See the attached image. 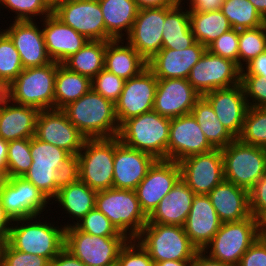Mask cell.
<instances>
[{
	"instance_id": "6da1fadb",
	"label": "cell",
	"mask_w": 266,
	"mask_h": 266,
	"mask_svg": "<svg viewBox=\"0 0 266 266\" xmlns=\"http://www.w3.org/2000/svg\"><path fill=\"white\" fill-rule=\"evenodd\" d=\"M32 165L23 176L50 201L56 197L65 177L74 175L75 158L66 150L30 138Z\"/></svg>"
},
{
	"instance_id": "7a4b0ae2",
	"label": "cell",
	"mask_w": 266,
	"mask_h": 266,
	"mask_svg": "<svg viewBox=\"0 0 266 266\" xmlns=\"http://www.w3.org/2000/svg\"><path fill=\"white\" fill-rule=\"evenodd\" d=\"M62 110L86 139L111 138L118 135L120 125L115 113V103L92 88Z\"/></svg>"
},
{
	"instance_id": "3957f363",
	"label": "cell",
	"mask_w": 266,
	"mask_h": 266,
	"mask_svg": "<svg viewBox=\"0 0 266 266\" xmlns=\"http://www.w3.org/2000/svg\"><path fill=\"white\" fill-rule=\"evenodd\" d=\"M44 216L14 220L6 242L18 251L52 260L65 247L66 228L59 221L47 222Z\"/></svg>"
},
{
	"instance_id": "277c9868",
	"label": "cell",
	"mask_w": 266,
	"mask_h": 266,
	"mask_svg": "<svg viewBox=\"0 0 266 266\" xmlns=\"http://www.w3.org/2000/svg\"><path fill=\"white\" fill-rule=\"evenodd\" d=\"M170 120L152 110L124 121L118 139L126 146L168 160Z\"/></svg>"
},
{
	"instance_id": "5b68a950",
	"label": "cell",
	"mask_w": 266,
	"mask_h": 266,
	"mask_svg": "<svg viewBox=\"0 0 266 266\" xmlns=\"http://www.w3.org/2000/svg\"><path fill=\"white\" fill-rule=\"evenodd\" d=\"M115 137L86 139L75 157L74 175L95 191L112 188Z\"/></svg>"
},
{
	"instance_id": "8992f818",
	"label": "cell",
	"mask_w": 266,
	"mask_h": 266,
	"mask_svg": "<svg viewBox=\"0 0 266 266\" xmlns=\"http://www.w3.org/2000/svg\"><path fill=\"white\" fill-rule=\"evenodd\" d=\"M95 207L129 239H136L147 224L135 190L110 188L98 191Z\"/></svg>"
},
{
	"instance_id": "52a82bcc",
	"label": "cell",
	"mask_w": 266,
	"mask_h": 266,
	"mask_svg": "<svg viewBox=\"0 0 266 266\" xmlns=\"http://www.w3.org/2000/svg\"><path fill=\"white\" fill-rule=\"evenodd\" d=\"M260 235L261 223L253 215L238 222H224L203 252L215 260L237 266Z\"/></svg>"
},
{
	"instance_id": "ba28073f",
	"label": "cell",
	"mask_w": 266,
	"mask_h": 266,
	"mask_svg": "<svg viewBox=\"0 0 266 266\" xmlns=\"http://www.w3.org/2000/svg\"><path fill=\"white\" fill-rule=\"evenodd\" d=\"M58 64L52 61L45 66L24 68L7 86L8 98L17 104L32 106L39 110L54 109V86Z\"/></svg>"
},
{
	"instance_id": "9c48e42d",
	"label": "cell",
	"mask_w": 266,
	"mask_h": 266,
	"mask_svg": "<svg viewBox=\"0 0 266 266\" xmlns=\"http://www.w3.org/2000/svg\"><path fill=\"white\" fill-rule=\"evenodd\" d=\"M136 239L154 264L166 260H193L198 253L182 226L147 223Z\"/></svg>"
},
{
	"instance_id": "30bf717a",
	"label": "cell",
	"mask_w": 266,
	"mask_h": 266,
	"mask_svg": "<svg viewBox=\"0 0 266 266\" xmlns=\"http://www.w3.org/2000/svg\"><path fill=\"white\" fill-rule=\"evenodd\" d=\"M224 179L249 190L266 173V148L238 138L221 149Z\"/></svg>"
},
{
	"instance_id": "8fae6325",
	"label": "cell",
	"mask_w": 266,
	"mask_h": 266,
	"mask_svg": "<svg viewBox=\"0 0 266 266\" xmlns=\"http://www.w3.org/2000/svg\"><path fill=\"white\" fill-rule=\"evenodd\" d=\"M128 237H102L78 230L65 229V248L86 266H116L119 253Z\"/></svg>"
},
{
	"instance_id": "7c38bea8",
	"label": "cell",
	"mask_w": 266,
	"mask_h": 266,
	"mask_svg": "<svg viewBox=\"0 0 266 266\" xmlns=\"http://www.w3.org/2000/svg\"><path fill=\"white\" fill-rule=\"evenodd\" d=\"M6 214L12 221L43 215L50 200L23 177H7L0 193Z\"/></svg>"
},
{
	"instance_id": "4fadbf2b",
	"label": "cell",
	"mask_w": 266,
	"mask_h": 266,
	"mask_svg": "<svg viewBox=\"0 0 266 266\" xmlns=\"http://www.w3.org/2000/svg\"><path fill=\"white\" fill-rule=\"evenodd\" d=\"M241 69L232 60L206 50L192 67L188 82L203 96L220 88H229L240 83Z\"/></svg>"
},
{
	"instance_id": "5bb4252c",
	"label": "cell",
	"mask_w": 266,
	"mask_h": 266,
	"mask_svg": "<svg viewBox=\"0 0 266 266\" xmlns=\"http://www.w3.org/2000/svg\"><path fill=\"white\" fill-rule=\"evenodd\" d=\"M158 78L147 67L139 75L125 80L115 113L119 125L124 121L153 110Z\"/></svg>"
},
{
	"instance_id": "9a60e30c",
	"label": "cell",
	"mask_w": 266,
	"mask_h": 266,
	"mask_svg": "<svg viewBox=\"0 0 266 266\" xmlns=\"http://www.w3.org/2000/svg\"><path fill=\"white\" fill-rule=\"evenodd\" d=\"M181 179L195 193L207 195L224 180L221 149L194 154L179 162Z\"/></svg>"
},
{
	"instance_id": "2e32d148",
	"label": "cell",
	"mask_w": 266,
	"mask_h": 266,
	"mask_svg": "<svg viewBox=\"0 0 266 266\" xmlns=\"http://www.w3.org/2000/svg\"><path fill=\"white\" fill-rule=\"evenodd\" d=\"M53 14L88 40H114L106 32L98 0H65L53 10Z\"/></svg>"
},
{
	"instance_id": "e0dca14e",
	"label": "cell",
	"mask_w": 266,
	"mask_h": 266,
	"mask_svg": "<svg viewBox=\"0 0 266 266\" xmlns=\"http://www.w3.org/2000/svg\"><path fill=\"white\" fill-rule=\"evenodd\" d=\"M35 137L68 151L74 158L86 140L62 109L40 110Z\"/></svg>"
},
{
	"instance_id": "ac0fdd59",
	"label": "cell",
	"mask_w": 266,
	"mask_h": 266,
	"mask_svg": "<svg viewBox=\"0 0 266 266\" xmlns=\"http://www.w3.org/2000/svg\"><path fill=\"white\" fill-rule=\"evenodd\" d=\"M180 179L181 170L178 162L170 160L154 162L135 189L141 210L147 217Z\"/></svg>"
},
{
	"instance_id": "d6986e66",
	"label": "cell",
	"mask_w": 266,
	"mask_h": 266,
	"mask_svg": "<svg viewBox=\"0 0 266 266\" xmlns=\"http://www.w3.org/2000/svg\"><path fill=\"white\" fill-rule=\"evenodd\" d=\"M174 6L139 9L126 40L146 61L162 49V31L166 14Z\"/></svg>"
},
{
	"instance_id": "ffe728a7",
	"label": "cell",
	"mask_w": 266,
	"mask_h": 266,
	"mask_svg": "<svg viewBox=\"0 0 266 266\" xmlns=\"http://www.w3.org/2000/svg\"><path fill=\"white\" fill-rule=\"evenodd\" d=\"M213 149L191 113L170 120L168 160L179 162L185 157Z\"/></svg>"
},
{
	"instance_id": "44dd1931",
	"label": "cell",
	"mask_w": 266,
	"mask_h": 266,
	"mask_svg": "<svg viewBox=\"0 0 266 266\" xmlns=\"http://www.w3.org/2000/svg\"><path fill=\"white\" fill-rule=\"evenodd\" d=\"M35 21H12L2 30L17 49L23 68L41 67L52 62L47 54L41 26Z\"/></svg>"
},
{
	"instance_id": "7402d4cb",
	"label": "cell",
	"mask_w": 266,
	"mask_h": 266,
	"mask_svg": "<svg viewBox=\"0 0 266 266\" xmlns=\"http://www.w3.org/2000/svg\"><path fill=\"white\" fill-rule=\"evenodd\" d=\"M200 96L188 79H158L153 110L169 119L190 114Z\"/></svg>"
},
{
	"instance_id": "603a6c76",
	"label": "cell",
	"mask_w": 266,
	"mask_h": 266,
	"mask_svg": "<svg viewBox=\"0 0 266 266\" xmlns=\"http://www.w3.org/2000/svg\"><path fill=\"white\" fill-rule=\"evenodd\" d=\"M156 159L121 143L115 137L113 188L135 190Z\"/></svg>"
},
{
	"instance_id": "cb8c5ba5",
	"label": "cell",
	"mask_w": 266,
	"mask_h": 266,
	"mask_svg": "<svg viewBox=\"0 0 266 266\" xmlns=\"http://www.w3.org/2000/svg\"><path fill=\"white\" fill-rule=\"evenodd\" d=\"M211 104L218 120L235 137L241 135L248 104L242 84L220 88L203 95Z\"/></svg>"
},
{
	"instance_id": "d4e9b609",
	"label": "cell",
	"mask_w": 266,
	"mask_h": 266,
	"mask_svg": "<svg viewBox=\"0 0 266 266\" xmlns=\"http://www.w3.org/2000/svg\"><path fill=\"white\" fill-rule=\"evenodd\" d=\"M206 50L207 48L197 41L180 50L162 48L147 61V67L158 79H188L192 67Z\"/></svg>"
},
{
	"instance_id": "484cf974",
	"label": "cell",
	"mask_w": 266,
	"mask_h": 266,
	"mask_svg": "<svg viewBox=\"0 0 266 266\" xmlns=\"http://www.w3.org/2000/svg\"><path fill=\"white\" fill-rule=\"evenodd\" d=\"M40 22L47 54L52 61L59 64L77 53L89 41L72 27L65 25L53 13Z\"/></svg>"
},
{
	"instance_id": "4316f807",
	"label": "cell",
	"mask_w": 266,
	"mask_h": 266,
	"mask_svg": "<svg viewBox=\"0 0 266 266\" xmlns=\"http://www.w3.org/2000/svg\"><path fill=\"white\" fill-rule=\"evenodd\" d=\"M221 224L208 195L195 194L183 228L198 251L210 243Z\"/></svg>"
},
{
	"instance_id": "83f0119b",
	"label": "cell",
	"mask_w": 266,
	"mask_h": 266,
	"mask_svg": "<svg viewBox=\"0 0 266 266\" xmlns=\"http://www.w3.org/2000/svg\"><path fill=\"white\" fill-rule=\"evenodd\" d=\"M97 191L87 186L84 182L80 181L75 175L65 177L58 194L53 199V202L58 204L69 221L67 224L64 222V227L68 228L74 226L79 222L89 211L95 208ZM66 211V212H65ZM70 217L73 220H70ZM75 220V221H74Z\"/></svg>"
},
{
	"instance_id": "f1b7e54d",
	"label": "cell",
	"mask_w": 266,
	"mask_h": 266,
	"mask_svg": "<svg viewBox=\"0 0 266 266\" xmlns=\"http://www.w3.org/2000/svg\"><path fill=\"white\" fill-rule=\"evenodd\" d=\"M222 223L238 222L251 216L248 190L223 180L208 194Z\"/></svg>"
},
{
	"instance_id": "f546056e",
	"label": "cell",
	"mask_w": 266,
	"mask_h": 266,
	"mask_svg": "<svg viewBox=\"0 0 266 266\" xmlns=\"http://www.w3.org/2000/svg\"><path fill=\"white\" fill-rule=\"evenodd\" d=\"M39 112L35 107L17 104L7 98L0 108V137L12 141L35 136Z\"/></svg>"
},
{
	"instance_id": "4dcf8cb0",
	"label": "cell",
	"mask_w": 266,
	"mask_h": 266,
	"mask_svg": "<svg viewBox=\"0 0 266 266\" xmlns=\"http://www.w3.org/2000/svg\"><path fill=\"white\" fill-rule=\"evenodd\" d=\"M194 197L195 193L180 179L147 217V223L183 227Z\"/></svg>"
},
{
	"instance_id": "1f68e13d",
	"label": "cell",
	"mask_w": 266,
	"mask_h": 266,
	"mask_svg": "<svg viewBox=\"0 0 266 266\" xmlns=\"http://www.w3.org/2000/svg\"><path fill=\"white\" fill-rule=\"evenodd\" d=\"M104 68L128 80L147 68V61L126 40H111L107 41Z\"/></svg>"
},
{
	"instance_id": "d6a6232c",
	"label": "cell",
	"mask_w": 266,
	"mask_h": 266,
	"mask_svg": "<svg viewBox=\"0 0 266 266\" xmlns=\"http://www.w3.org/2000/svg\"><path fill=\"white\" fill-rule=\"evenodd\" d=\"M98 1L103 14L106 32L114 40H124L131 32L133 23L139 12L135 0Z\"/></svg>"
},
{
	"instance_id": "836d02e7",
	"label": "cell",
	"mask_w": 266,
	"mask_h": 266,
	"mask_svg": "<svg viewBox=\"0 0 266 266\" xmlns=\"http://www.w3.org/2000/svg\"><path fill=\"white\" fill-rule=\"evenodd\" d=\"M185 9V10H184ZM196 42L190 25L189 10L177 4L165 16L162 48L180 50Z\"/></svg>"
},
{
	"instance_id": "e575fe53",
	"label": "cell",
	"mask_w": 266,
	"mask_h": 266,
	"mask_svg": "<svg viewBox=\"0 0 266 266\" xmlns=\"http://www.w3.org/2000/svg\"><path fill=\"white\" fill-rule=\"evenodd\" d=\"M91 89V80L58 64L54 86V109H63Z\"/></svg>"
},
{
	"instance_id": "d590c367",
	"label": "cell",
	"mask_w": 266,
	"mask_h": 266,
	"mask_svg": "<svg viewBox=\"0 0 266 266\" xmlns=\"http://www.w3.org/2000/svg\"><path fill=\"white\" fill-rule=\"evenodd\" d=\"M191 114L214 149H223L236 139L218 120L210 102L204 96L197 99Z\"/></svg>"
},
{
	"instance_id": "8d00e7d4",
	"label": "cell",
	"mask_w": 266,
	"mask_h": 266,
	"mask_svg": "<svg viewBox=\"0 0 266 266\" xmlns=\"http://www.w3.org/2000/svg\"><path fill=\"white\" fill-rule=\"evenodd\" d=\"M107 41L89 40L77 53L71 55L62 64L69 70L92 80L104 69Z\"/></svg>"
},
{
	"instance_id": "74e56055",
	"label": "cell",
	"mask_w": 266,
	"mask_h": 266,
	"mask_svg": "<svg viewBox=\"0 0 266 266\" xmlns=\"http://www.w3.org/2000/svg\"><path fill=\"white\" fill-rule=\"evenodd\" d=\"M189 17L195 40L206 48L223 33L232 29L221 10L210 12L189 11Z\"/></svg>"
},
{
	"instance_id": "f35d334b",
	"label": "cell",
	"mask_w": 266,
	"mask_h": 266,
	"mask_svg": "<svg viewBox=\"0 0 266 266\" xmlns=\"http://www.w3.org/2000/svg\"><path fill=\"white\" fill-rule=\"evenodd\" d=\"M221 11L236 30L254 29L266 24L249 0H225Z\"/></svg>"
},
{
	"instance_id": "ab89813d",
	"label": "cell",
	"mask_w": 266,
	"mask_h": 266,
	"mask_svg": "<svg viewBox=\"0 0 266 266\" xmlns=\"http://www.w3.org/2000/svg\"><path fill=\"white\" fill-rule=\"evenodd\" d=\"M266 51V24L239 30L238 67L242 70L259 54Z\"/></svg>"
},
{
	"instance_id": "60d3db41",
	"label": "cell",
	"mask_w": 266,
	"mask_h": 266,
	"mask_svg": "<svg viewBox=\"0 0 266 266\" xmlns=\"http://www.w3.org/2000/svg\"><path fill=\"white\" fill-rule=\"evenodd\" d=\"M238 139L248 145L266 148V107H248Z\"/></svg>"
},
{
	"instance_id": "b9f144b4",
	"label": "cell",
	"mask_w": 266,
	"mask_h": 266,
	"mask_svg": "<svg viewBox=\"0 0 266 266\" xmlns=\"http://www.w3.org/2000/svg\"><path fill=\"white\" fill-rule=\"evenodd\" d=\"M23 69L17 49L0 28V83L9 86Z\"/></svg>"
},
{
	"instance_id": "7bdbcfd3",
	"label": "cell",
	"mask_w": 266,
	"mask_h": 266,
	"mask_svg": "<svg viewBox=\"0 0 266 266\" xmlns=\"http://www.w3.org/2000/svg\"><path fill=\"white\" fill-rule=\"evenodd\" d=\"M0 9L7 8V12L14 13L13 21H35L42 20L44 17L53 13V10L47 5L44 0H0ZM41 18V19H40Z\"/></svg>"
},
{
	"instance_id": "ee69618b",
	"label": "cell",
	"mask_w": 266,
	"mask_h": 266,
	"mask_svg": "<svg viewBox=\"0 0 266 266\" xmlns=\"http://www.w3.org/2000/svg\"><path fill=\"white\" fill-rule=\"evenodd\" d=\"M31 165L30 138L8 141L7 177H23Z\"/></svg>"
},
{
	"instance_id": "f6af8a7d",
	"label": "cell",
	"mask_w": 266,
	"mask_h": 266,
	"mask_svg": "<svg viewBox=\"0 0 266 266\" xmlns=\"http://www.w3.org/2000/svg\"><path fill=\"white\" fill-rule=\"evenodd\" d=\"M78 230L102 237H127L120 233L111 221L96 207L74 225Z\"/></svg>"
},
{
	"instance_id": "bcb514c9",
	"label": "cell",
	"mask_w": 266,
	"mask_h": 266,
	"mask_svg": "<svg viewBox=\"0 0 266 266\" xmlns=\"http://www.w3.org/2000/svg\"><path fill=\"white\" fill-rule=\"evenodd\" d=\"M124 83L123 78L110 73L104 68L91 80V88L115 103L121 95Z\"/></svg>"
},
{
	"instance_id": "7dc6e473",
	"label": "cell",
	"mask_w": 266,
	"mask_h": 266,
	"mask_svg": "<svg viewBox=\"0 0 266 266\" xmlns=\"http://www.w3.org/2000/svg\"><path fill=\"white\" fill-rule=\"evenodd\" d=\"M116 266H155V264L137 239H129L119 253Z\"/></svg>"
},
{
	"instance_id": "c3c4849f",
	"label": "cell",
	"mask_w": 266,
	"mask_h": 266,
	"mask_svg": "<svg viewBox=\"0 0 266 266\" xmlns=\"http://www.w3.org/2000/svg\"><path fill=\"white\" fill-rule=\"evenodd\" d=\"M48 263L47 258L13 249L7 242L1 245L0 266H48Z\"/></svg>"
},
{
	"instance_id": "681fc988",
	"label": "cell",
	"mask_w": 266,
	"mask_h": 266,
	"mask_svg": "<svg viewBox=\"0 0 266 266\" xmlns=\"http://www.w3.org/2000/svg\"><path fill=\"white\" fill-rule=\"evenodd\" d=\"M239 30L234 28L223 33L213 41L207 50L212 54L232 60L238 65Z\"/></svg>"
},
{
	"instance_id": "f907efd6",
	"label": "cell",
	"mask_w": 266,
	"mask_h": 266,
	"mask_svg": "<svg viewBox=\"0 0 266 266\" xmlns=\"http://www.w3.org/2000/svg\"><path fill=\"white\" fill-rule=\"evenodd\" d=\"M248 107H266V80L255 75H241Z\"/></svg>"
},
{
	"instance_id": "816d5d0a",
	"label": "cell",
	"mask_w": 266,
	"mask_h": 266,
	"mask_svg": "<svg viewBox=\"0 0 266 266\" xmlns=\"http://www.w3.org/2000/svg\"><path fill=\"white\" fill-rule=\"evenodd\" d=\"M250 213L260 223L266 218V173L248 190Z\"/></svg>"
},
{
	"instance_id": "f5cc1de1",
	"label": "cell",
	"mask_w": 266,
	"mask_h": 266,
	"mask_svg": "<svg viewBox=\"0 0 266 266\" xmlns=\"http://www.w3.org/2000/svg\"><path fill=\"white\" fill-rule=\"evenodd\" d=\"M237 266H266V238L262 235L242 255Z\"/></svg>"
},
{
	"instance_id": "db71d44e",
	"label": "cell",
	"mask_w": 266,
	"mask_h": 266,
	"mask_svg": "<svg viewBox=\"0 0 266 266\" xmlns=\"http://www.w3.org/2000/svg\"><path fill=\"white\" fill-rule=\"evenodd\" d=\"M184 1V2H182ZM225 0H177V3L183 6L185 3L189 11L210 12L221 10Z\"/></svg>"
},
{
	"instance_id": "11a10c76",
	"label": "cell",
	"mask_w": 266,
	"mask_h": 266,
	"mask_svg": "<svg viewBox=\"0 0 266 266\" xmlns=\"http://www.w3.org/2000/svg\"><path fill=\"white\" fill-rule=\"evenodd\" d=\"M241 75H255L263 77L266 80V51L249 62L241 70Z\"/></svg>"
},
{
	"instance_id": "9f6ffc18",
	"label": "cell",
	"mask_w": 266,
	"mask_h": 266,
	"mask_svg": "<svg viewBox=\"0 0 266 266\" xmlns=\"http://www.w3.org/2000/svg\"><path fill=\"white\" fill-rule=\"evenodd\" d=\"M48 266H86L65 247L49 261Z\"/></svg>"
},
{
	"instance_id": "6f0895ef",
	"label": "cell",
	"mask_w": 266,
	"mask_h": 266,
	"mask_svg": "<svg viewBox=\"0 0 266 266\" xmlns=\"http://www.w3.org/2000/svg\"><path fill=\"white\" fill-rule=\"evenodd\" d=\"M11 218L6 214L4 207L0 200V243L3 244L7 241L11 226Z\"/></svg>"
},
{
	"instance_id": "680465c9",
	"label": "cell",
	"mask_w": 266,
	"mask_h": 266,
	"mask_svg": "<svg viewBox=\"0 0 266 266\" xmlns=\"http://www.w3.org/2000/svg\"><path fill=\"white\" fill-rule=\"evenodd\" d=\"M191 266H231L215 260L205 254L203 251H198L192 260Z\"/></svg>"
},
{
	"instance_id": "91938a15",
	"label": "cell",
	"mask_w": 266,
	"mask_h": 266,
	"mask_svg": "<svg viewBox=\"0 0 266 266\" xmlns=\"http://www.w3.org/2000/svg\"><path fill=\"white\" fill-rule=\"evenodd\" d=\"M139 9L177 5V0H135Z\"/></svg>"
},
{
	"instance_id": "94428289",
	"label": "cell",
	"mask_w": 266,
	"mask_h": 266,
	"mask_svg": "<svg viewBox=\"0 0 266 266\" xmlns=\"http://www.w3.org/2000/svg\"><path fill=\"white\" fill-rule=\"evenodd\" d=\"M7 154H8V141L0 137V171L7 175Z\"/></svg>"
},
{
	"instance_id": "6125c7cd",
	"label": "cell",
	"mask_w": 266,
	"mask_h": 266,
	"mask_svg": "<svg viewBox=\"0 0 266 266\" xmlns=\"http://www.w3.org/2000/svg\"><path fill=\"white\" fill-rule=\"evenodd\" d=\"M192 260H166L155 263V266H191Z\"/></svg>"
},
{
	"instance_id": "be15d7a7",
	"label": "cell",
	"mask_w": 266,
	"mask_h": 266,
	"mask_svg": "<svg viewBox=\"0 0 266 266\" xmlns=\"http://www.w3.org/2000/svg\"><path fill=\"white\" fill-rule=\"evenodd\" d=\"M260 13V15L266 20V0H249Z\"/></svg>"
},
{
	"instance_id": "e7e4bbea",
	"label": "cell",
	"mask_w": 266,
	"mask_h": 266,
	"mask_svg": "<svg viewBox=\"0 0 266 266\" xmlns=\"http://www.w3.org/2000/svg\"><path fill=\"white\" fill-rule=\"evenodd\" d=\"M8 98L7 86L0 83V108L2 107L5 100Z\"/></svg>"
},
{
	"instance_id": "03108f58",
	"label": "cell",
	"mask_w": 266,
	"mask_h": 266,
	"mask_svg": "<svg viewBox=\"0 0 266 266\" xmlns=\"http://www.w3.org/2000/svg\"><path fill=\"white\" fill-rule=\"evenodd\" d=\"M47 5L54 10L59 4L63 3L65 0H44Z\"/></svg>"
},
{
	"instance_id": "003e7915",
	"label": "cell",
	"mask_w": 266,
	"mask_h": 266,
	"mask_svg": "<svg viewBox=\"0 0 266 266\" xmlns=\"http://www.w3.org/2000/svg\"><path fill=\"white\" fill-rule=\"evenodd\" d=\"M6 180H7V175H6V173L0 171V193H1V190H2L3 185H4V183L6 182Z\"/></svg>"
},
{
	"instance_id": "a7ac6f4b",
	"label": "cell",
	"mask_w": 266,
	"mask_h": 266,
	"mask_svg": "<svg viewBox=\"0 0 266 266\" xmlns=\"http://www.w3.org/2000/svg\"><path fill=\"white\" fill-rule=\"evenodd\" d=\"M261 235L266 236V218L261 222Z\"/></svg>"
},
{
	"instance_id": "89a4df30",
	"label": "cell",
	"mask_w": 266,
	"mask_h": 266,
	"mask_svg": "<svg viewBox=\"0 0 266 266\" xmlns=\"http://www.w3.org/2000/svg\"><path fill=\"white\" fill-rule=\"evenodd\" d=\"M68 1H86V0H68Z\"/></svg>"
}]
</instances>
